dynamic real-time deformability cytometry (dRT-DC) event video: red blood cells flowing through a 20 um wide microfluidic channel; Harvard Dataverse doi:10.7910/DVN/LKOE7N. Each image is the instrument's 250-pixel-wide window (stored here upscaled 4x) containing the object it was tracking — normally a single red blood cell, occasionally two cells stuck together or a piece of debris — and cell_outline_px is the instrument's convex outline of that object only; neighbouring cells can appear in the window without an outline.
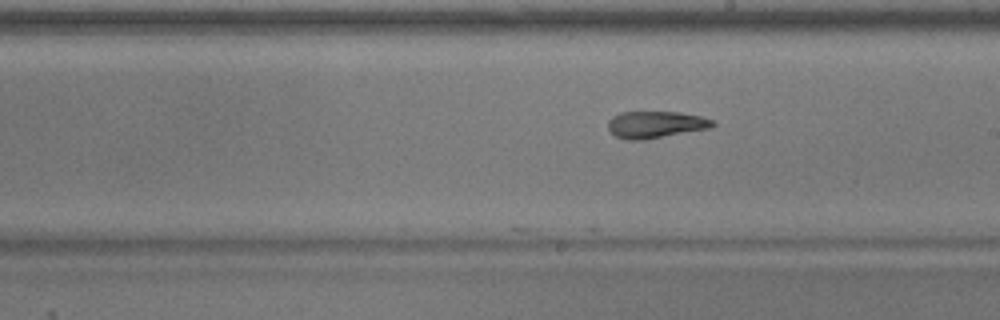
{"species": "common noctule bat (a hibernating species)", "species_latin": "Nyctalus noctula", "temperature_condition": "warm", "stored_images_in_passage": 10, "camera_frame_rate_fps": 3000, "um_per_image_px": 0.085, "animal": {"sex": "male", "body_mass_g": 17.9}, "frame": {"image": 1, "passage_image": 10, "time_ms": 3.0, "image_size_px": [1000, 320], "cell_outline_px": [[716, 124], [712, 128], [644, 140], [628, 140], [616, 136], [608, 128], [608, 120], [612, 116], [620, 112], [680, 112], [700, 116], [712, 120]], "centroid_in_image_um": [55.73, 10.59], "position_along_channel_um": 233.3, "area_um2": 16.47}}